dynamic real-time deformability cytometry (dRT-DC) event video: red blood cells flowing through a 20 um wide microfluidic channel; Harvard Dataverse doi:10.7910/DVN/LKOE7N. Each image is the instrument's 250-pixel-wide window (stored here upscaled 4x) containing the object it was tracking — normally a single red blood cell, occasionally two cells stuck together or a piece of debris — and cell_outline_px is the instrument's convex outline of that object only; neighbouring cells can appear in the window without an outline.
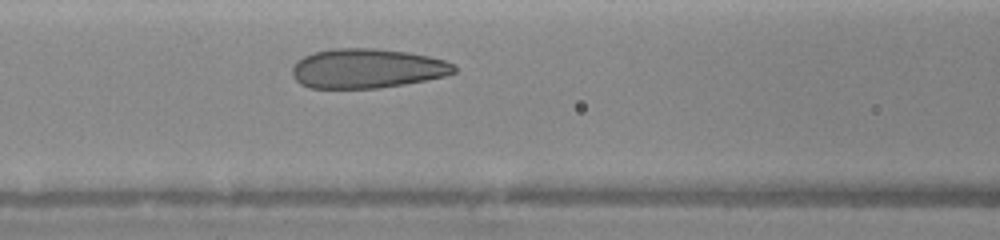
{"species": "human", "species_latin": "Homo sapiens", "temperature_condition": "warm", "stored_images_in_passage": 4, "camera_frame_rate_fps": 3000, "um_per_image_px": 0.085, "donor": {"sex": "female"}, "frame": {"image": 1, "passage_image": 4, "time_ms": 2.0, "image_size_px": [1000, 240], "cell_outline_px": [[456, 72], [444, 76], [404, 84], [376, 88], [308, 88], [300, 84], [292, 76], [292, 68], [304, 56], [312, 52], [332, 48], [376, 48], [408, 52], [428, 56], [444, 60], [452, 64], [456, 68]], "centroid_in_image_um": [31.17, 5.81], "position_along_channel_um": 135.4, "area_um2": 37.22}}